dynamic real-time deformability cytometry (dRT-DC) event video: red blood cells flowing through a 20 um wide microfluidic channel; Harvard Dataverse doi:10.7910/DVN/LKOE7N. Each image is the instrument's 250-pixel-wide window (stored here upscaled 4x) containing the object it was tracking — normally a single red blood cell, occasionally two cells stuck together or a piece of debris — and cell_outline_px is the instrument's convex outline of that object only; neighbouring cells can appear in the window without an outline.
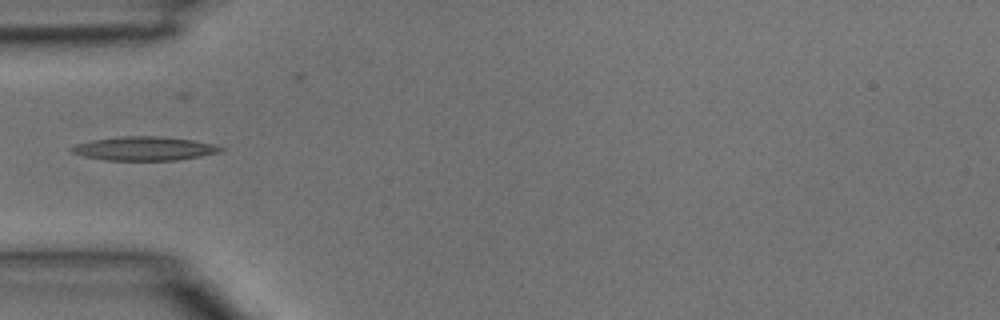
{"species": "common noctule bat (a hibernating species)", "species_latin": "Nyctalus noctula", "temperature_condition": "room temperature", "stored_images_in_passage": 4, "camera_frame_rate_fps": 3000, "um_per_image_px": 0.085, "animal": {"sex": "male", "body_mass_g": 15.6}, "frame": {"image": 1, "passage_image": 3, "time_ms": 0.667, "image_size_px": [1000, 320], "cell_outline_px": [[224, 148], [220, 152], [200, 156], [176, 160], [104, 160], [84, 156], [72, 152], [68, 148], [76, 144], [92, 140], [124, 136], [156, 136], [192, 140], [212, 144]], "centroid_in_image_um": [12.23, 12.63], "position_along_channel_um": 72.8, "area_um2": 20.46}}